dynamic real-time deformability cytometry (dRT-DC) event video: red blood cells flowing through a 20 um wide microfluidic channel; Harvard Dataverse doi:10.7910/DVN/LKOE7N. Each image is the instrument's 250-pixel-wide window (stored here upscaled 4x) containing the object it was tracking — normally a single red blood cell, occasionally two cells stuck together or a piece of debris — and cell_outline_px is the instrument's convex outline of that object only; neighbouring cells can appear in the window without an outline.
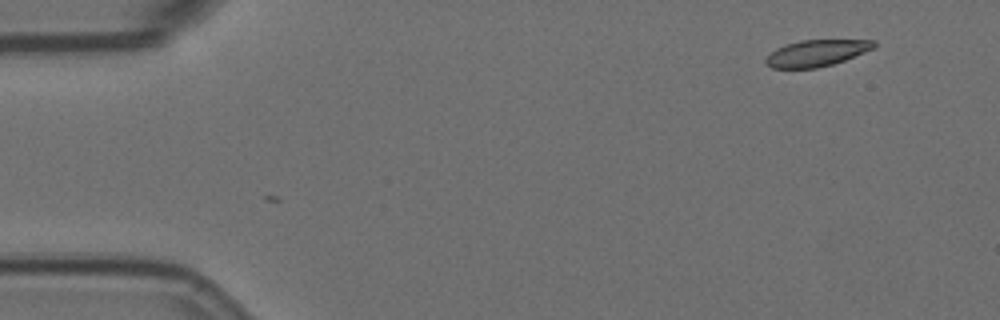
{"species": "Egyptian fruit bat (a non-hibernating species)", "species_latin": "Rousettus aegyptiacus", "temperature_condition": "room temperature", "stored_images_in_passage": 5, "camera_frame_rate_fps": 3000, "um_per_image_px": 0.085, "animal": {"sex": "female"}, "frame": {"image": 1, "passage_image": 5, "time_ms": 1.333, "image_size_px": [1000, 320], "cell_outline_px": [[876, 44], [872, 48], [844, 60], [832, 64], [816, 68], [772, 68], [764, 64], [764, 60], [776, 48], [784, 44], [800, 40], [876, 40]], "centroid_in_image_um": [69.34, 4.51], "position_along_channel_um": 15.7, "area_um2": 16.53}}